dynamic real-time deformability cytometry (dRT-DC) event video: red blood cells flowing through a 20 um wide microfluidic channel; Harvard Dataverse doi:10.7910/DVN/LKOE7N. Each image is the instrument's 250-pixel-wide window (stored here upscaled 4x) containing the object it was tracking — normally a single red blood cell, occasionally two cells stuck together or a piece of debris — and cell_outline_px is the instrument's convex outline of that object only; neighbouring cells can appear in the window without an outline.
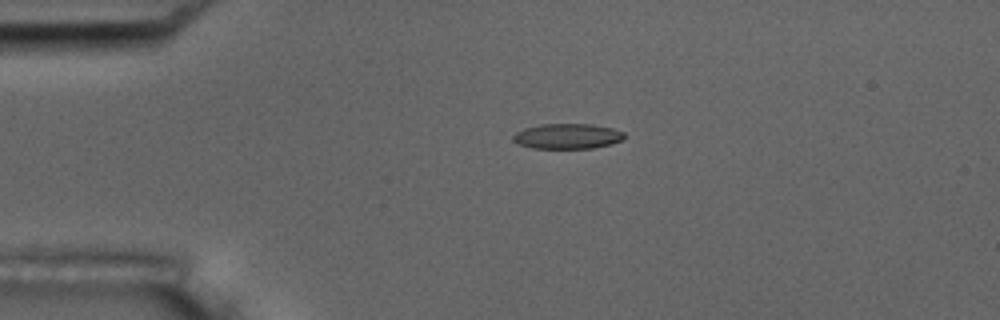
{"species": "common noctule bat (a hibernating species)", "species_latin": "Nyctalus noctula", "temperature_condition": "room temperature", "stored_images_in_passage": 5, "camera_frame_rate_fps": 3000, "um_per_image_px": 0.085, "animal": {"sex": "male", "body_mass_g": 17.5, "forearm_length_mm": 52.3}, "frame": {"image": 1, "passage_image": 4, "time_ms": 1.0, "image_size_px": [1000, 320], "cell_outline_px": [[624, 136], [620, 140], [612, 144], [592, 148], [532, 148], [520, 144], [512, 140], [512, 136], [516, 132], [524, 128], [540, 124], [592, 124], [612, 128], [624, 132]], "centroid_in_image_um": [48.21, 11.57], "position_along_channel_um": 36.8, "area_um2": 16.3}}